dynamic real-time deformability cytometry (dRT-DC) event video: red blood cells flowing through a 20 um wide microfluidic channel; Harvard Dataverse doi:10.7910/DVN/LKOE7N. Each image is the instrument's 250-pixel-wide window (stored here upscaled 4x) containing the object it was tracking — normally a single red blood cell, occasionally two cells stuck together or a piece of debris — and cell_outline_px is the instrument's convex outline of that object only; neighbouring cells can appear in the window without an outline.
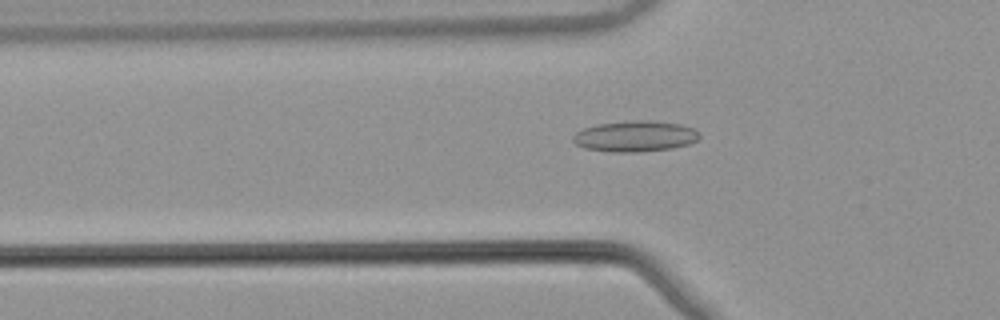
{"species": "common noctule bat (a hibernating species)", "species_latin": "Nyctalus noctula", "temperature_condition": "warm", "stored_images_in_passage": 36, "camera_frame_rate_fps": 3000, "um_per_image_px": 0.085, "animal": {"sex": "male", "body_mass_g": 21.5, "forearm_length_mm": 52.0}, "frame": {"image": 1, "passage_image": 6, "time_ms": 1.667, "image_size_px": [1000, 320], "cell_outline_px": [[700, 136], [696, 140], [688, 144], [672, 148], [636, 152], [608, 152], [584, 148], [576, 144], [572, 140], [572, 136], [576, 132], [584, 128], [596, 124], [632, 120], [652, 120], [680, 124], [692, 128], [700, 132]], "centroid_in_image_um": [53.96, 11.57], "position_along_channel_um": 71.8, "area_um2": 22.89}}
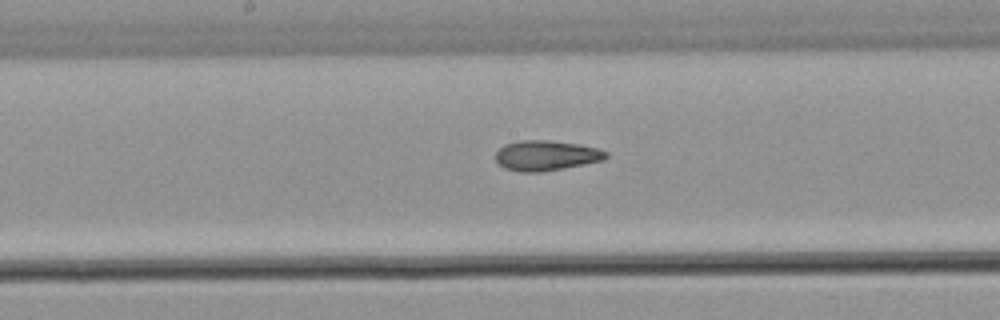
{"frame": {"image": 2, "passage_image": 16, "time_ms": 5.0, "image_size_px": [1000, 320], "cell_outline_px": [[608, 156], [604, 160], [564, 168], [540, 172], [520, 172], [504, 168], [496, 160], [496, 152], [504, 144], [520, 140], [548, 140], [576, 144], [596, 148], [608, 152]], "centroid_in_image_um": [46.41, 13.22], "position_along_channel_um": 201.8, "area_um2": 19.31}}
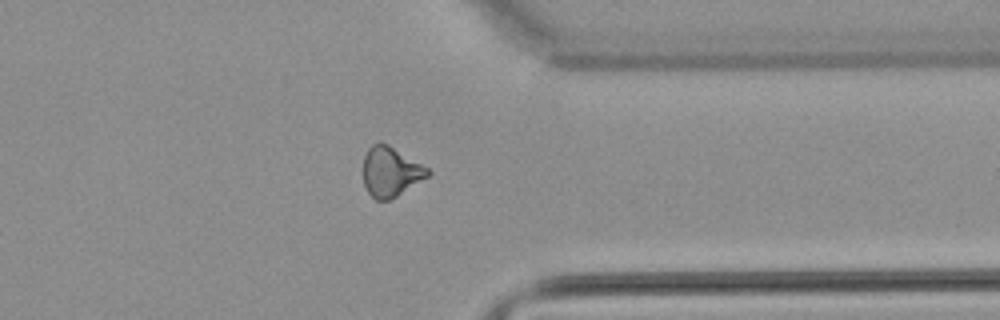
{"frame": {"image": 3, "passage_image": 30, "time_ms": 9.667, "image_size_px": [1000, 320], "cell_outline_px": [[432, 172], [428, 176], [396, 196], [388, 200], [376, 200], [368, 192], [364, 184], [364, 156], [368, 148], [372, 144], [380, 140], [388, 144], [428, 168]], "centroid_in_image_um": [33.19, 14.57], "position_along_channel_um": 378.2, "area_um2": 18.55}, "authors_computed_cell_mechanics": {"area_um2": 18.9006, "velocity_mm_per_s": 3.887, "shape_relaxation_time_tau1_ms": null, "shape_relaxation_time_tau2_ms": 2.9097, "deformation_change_tau1": null, "deformation_change_tau2": 0.0955}}